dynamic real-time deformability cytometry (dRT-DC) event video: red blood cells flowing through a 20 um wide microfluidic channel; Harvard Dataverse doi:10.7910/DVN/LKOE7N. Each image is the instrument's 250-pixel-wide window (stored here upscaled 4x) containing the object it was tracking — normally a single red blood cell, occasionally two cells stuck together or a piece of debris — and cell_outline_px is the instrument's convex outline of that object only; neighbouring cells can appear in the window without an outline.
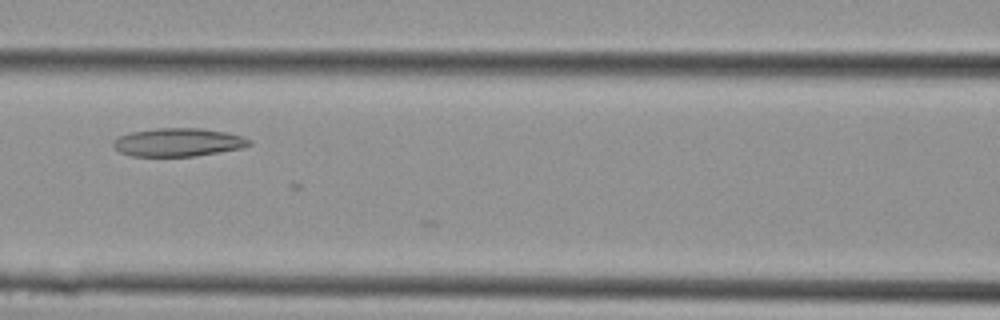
{"species": "Egyptian fruit bat (a non-hibernating species)", "species_latin": "Rousettus aegyptiacus", "temperature_condition": "cold", "stored_images_in_passage": 6, "camera_frame_rate_fps": 3000, "um_per_image_px": 0.085, "animal": {"sex": "female"}, "frame": {"image": 1, "passage_image": 5, "time_ms": 1.333, "image_size_px": [1000, 320], "cell_outline_px": [[252, 144], [240, 148], [220, 152], [196, 156], [132, 156], [120, 152], [112, 148], [112, 140], [120, 136], [132, 132], [156, 128], [204, 128], [228, 132], [252, 140]], "centroid_in_image_um": [15.13, 12.09], "position_along_channel_um": 151.5, "area_um2": 22.54}}